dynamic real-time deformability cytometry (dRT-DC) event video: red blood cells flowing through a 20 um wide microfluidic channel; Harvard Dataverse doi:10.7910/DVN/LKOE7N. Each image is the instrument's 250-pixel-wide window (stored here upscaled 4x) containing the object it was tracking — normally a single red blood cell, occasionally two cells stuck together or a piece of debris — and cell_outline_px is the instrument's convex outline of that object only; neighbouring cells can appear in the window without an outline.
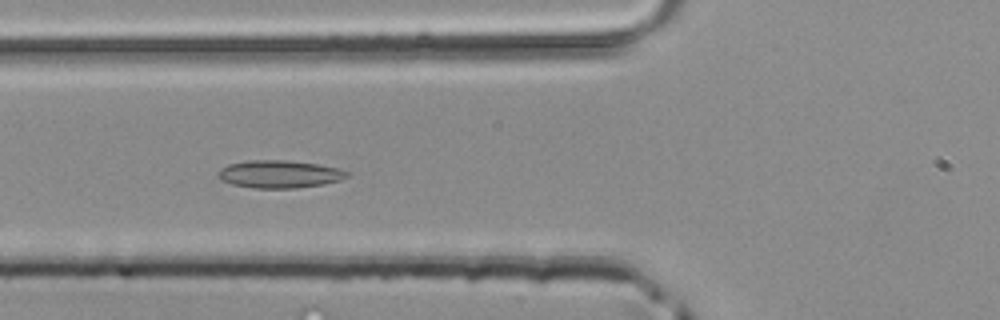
{"species": "common noctule bat (a hibernating species)", "species_latin": "Nyctalus noctula", "temperature_condition": "room temperature", "stored_images_in_passage": 35, "camera_frame_rate_fps": 3000, "um_per_image_px": 0.085, "animal": {"sex": "male", "body_mass_g": 20.4}, "frame": {"image": 1, "passage_image": 6, "time_ms": 1.667, "image_size_px": [1000, 320], "cell_outline_px": [[352, 172], [348, 176], [340, 180], [324, 184], [296, 188], [252, 188], [232, 184], [220, 180], [216, 176], [216, 172], [220, 168], [228, 164], [248, 160], [284, 160], [316, 164], [340, 168]], "centroid_in_image_um": [23.73, 14.8], "position_along_channel_um": 102.1, "area_um2": 21.04}}
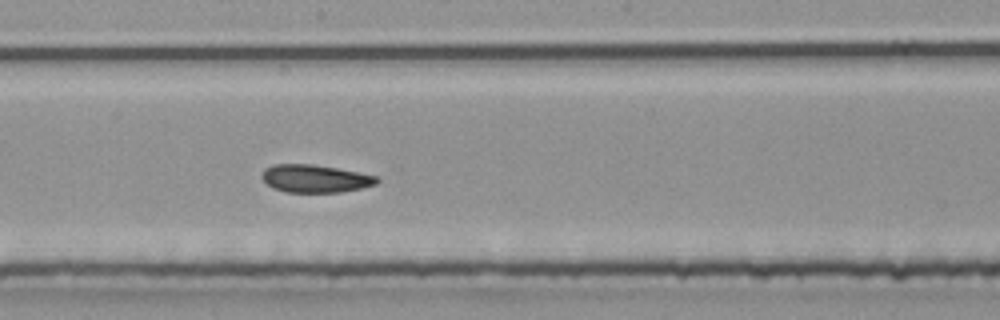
{"frame": {"image": 2, "passage_image": 14, "time_ms": 4.333, "image_size_px": [1000, 320], "cell_outline_px": [[380, 180], [376, 184], [360, 188], [340, 192], [284, 192], [272, 188], [260, 176], [264, 168], [272, 164], [312, 164], [336, 168], [376, 176]], "centroid_in_image_um": [26.73, 15.18], "position_along_channel_um": 221.5, "area_um2": 18.55}}
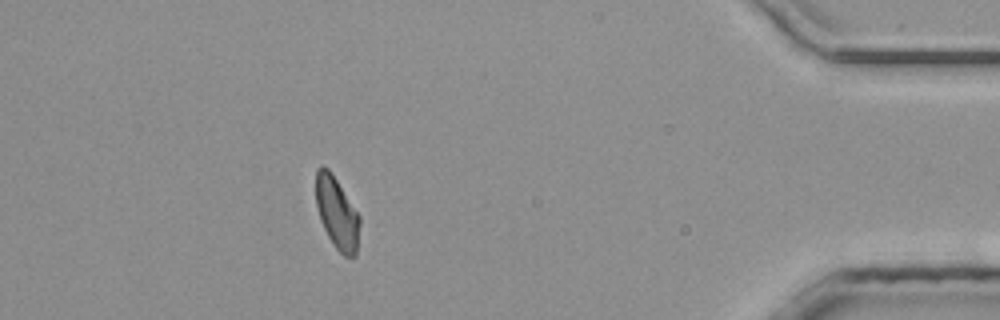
{"frame": {"image": 3, "passage_image": 30, "time_ms": 9.667, "image_size_px": [1000, 320], "cell_outline_px": [[360, 224], [356, 256], [344, 256], [336, 248], [328, 236], [320, 220], [316, 204], [316, 168], [320, 164], [328, 168], [360, 216]], "centroid_in_image_um": [28.63, 18.1], "position_along_channel_um": 406.6, "area_um2": 18.21}}